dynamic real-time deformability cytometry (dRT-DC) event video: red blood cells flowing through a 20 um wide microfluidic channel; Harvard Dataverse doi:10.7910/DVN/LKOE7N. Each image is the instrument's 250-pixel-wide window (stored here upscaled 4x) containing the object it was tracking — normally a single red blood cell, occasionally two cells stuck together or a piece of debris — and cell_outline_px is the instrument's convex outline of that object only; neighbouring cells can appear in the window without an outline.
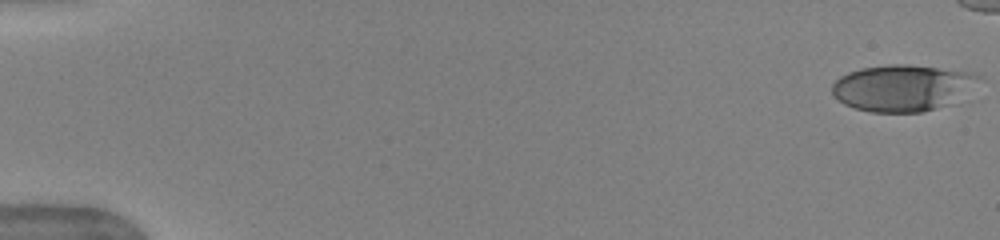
{"species": "human", "species_latin": "Homo sapiens", "temperature_condition": "warm", "stored_images_in_passage": 47, "camera_frame_rate_fps": 3000, "um_per_image_px": 0.085, "donor": {"sex": "female"}, "frame": {"image": 1, "passage_image": 1, "time_ms": 0.0, "image_size_px": [1000, 240], "cell_outline_px": [[984, 80], [960, 104], [920, 112], [872, 112], [856, 108], [844, 104], [832, 92], [832, 84], [840, 76], [848, 72], [860, 68], [888, 64], [908, 64], [972, 72], [980, 76]], "centroid_in_image_um": [76.87, 7.48], "position_along_channel_um": 8.1, "area_um2": 40.86}}
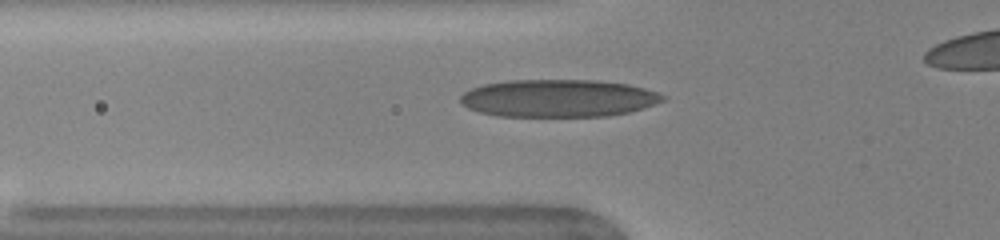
{"frame": {"image": 2, "passage_image": 19, "time_ms": 6.0, "image_size_px": [1000, 240], "cell_outline_px": [[668, 96], [664, 100], [628, 112], [608, 116], [496, 116], [480, 112], [468, 108], [460, 104], [460, 96], [464, 92], [472, 88], [484, 84], [508, 80], [592, 80], [628, 84], [644, 88]], "centroid_in_image_um": [47.41, 8.35], "position_along_channel_um": 78.4, "area_um2": 44.22}}
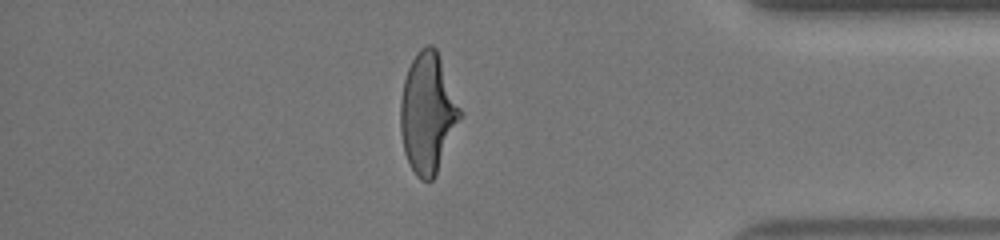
{"frame": {"image": 3, "passage_image": 45, "time_ms": 14.667, "image_size_px": [1000, 240], "cell_outline_px": [[460, 116], [436, 176], [432, 180], [420, 180], [416, 176], [404, 152], [400, 132], [400, 100], [404, 80], [408, 68], [416, 52], [420, 48], [428, 44], [432, 44], [436, 48], [460, 108]], "centroid_in_image_um": [36.31, 9.6], "position_along_channel_um": 398.9, "area_um2": 41.1}}